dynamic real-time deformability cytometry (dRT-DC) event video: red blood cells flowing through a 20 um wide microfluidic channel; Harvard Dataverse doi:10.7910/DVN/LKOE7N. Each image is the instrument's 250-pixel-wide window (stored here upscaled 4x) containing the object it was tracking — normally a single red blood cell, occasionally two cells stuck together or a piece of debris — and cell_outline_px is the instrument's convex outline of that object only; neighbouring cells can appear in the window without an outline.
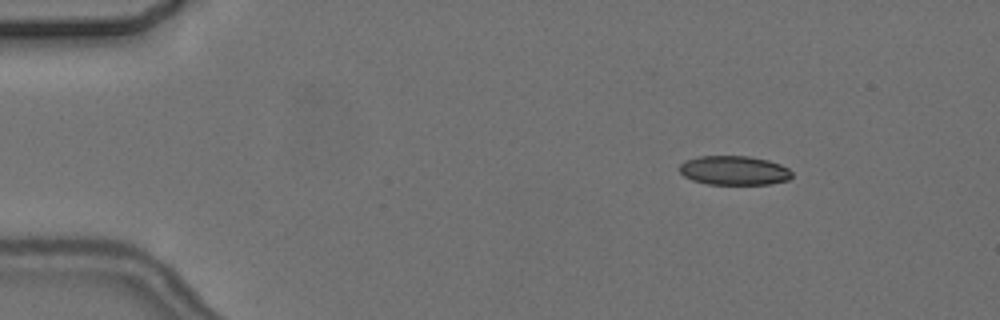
{"species": "common noctule bat (a hibernating species)", "species_latin": "Nyctalus noctula", "temperature_condition": "cold", "stored_images_in_passage": 3, "camera_frame_rate_fps": 3000, "um_per_image_px": 0.085, "animal": {"sex": "female", "body_mass_g": 24.6, "forearm_length_mm": 56.2}, "frame": {"image": 1, "passage_image": 1, "time_ms": 0.0, "image_size_px": [1000, 320], "cell_outline_px": [[792, 176], [788, 180], [768, 184], [708, 184], [692, 180], [684, 176], [680, 172], [680, 164], [684, 160], [700, 156], [748, 156], [768, 160], [780, 164], [788, 168], [792, 172]], "centroid_in_image_um": [62.39, 14.48], "position_along_channel_um": 22.6, "area_um2": 19.13}}